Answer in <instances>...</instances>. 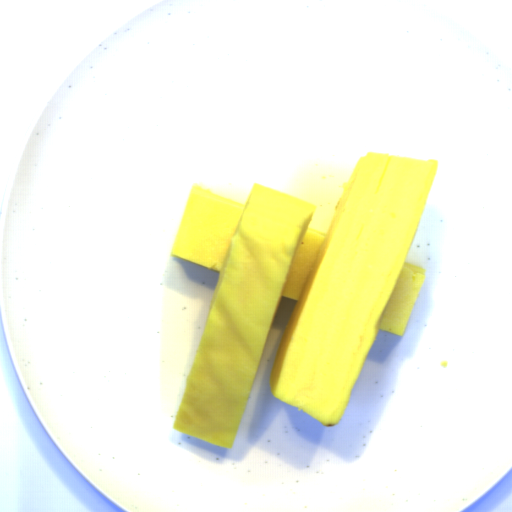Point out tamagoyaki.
Masks as SVG:
<instances>
[{
  "label": "tamagoyaki",
  "instance_id": "1",
  "mask_svg": "<svg viewBox=\"0 0 512 512\" xmlns=\"http://www.w3.org/2000/svg\"><path fill=\"white\" fill-rule=\"evenodd\" d=\"M436 160L367 153L325 230L316 204L258 184L240 203L193 184L170 255L219 272L173 422L230 449L281 301H296L273 396L322 424L346 410L381 329L403 335L425 268L406 263Z\"/></svg>",
  "mask_w": 512,
  "mask_h": 512
}]
</instances>
